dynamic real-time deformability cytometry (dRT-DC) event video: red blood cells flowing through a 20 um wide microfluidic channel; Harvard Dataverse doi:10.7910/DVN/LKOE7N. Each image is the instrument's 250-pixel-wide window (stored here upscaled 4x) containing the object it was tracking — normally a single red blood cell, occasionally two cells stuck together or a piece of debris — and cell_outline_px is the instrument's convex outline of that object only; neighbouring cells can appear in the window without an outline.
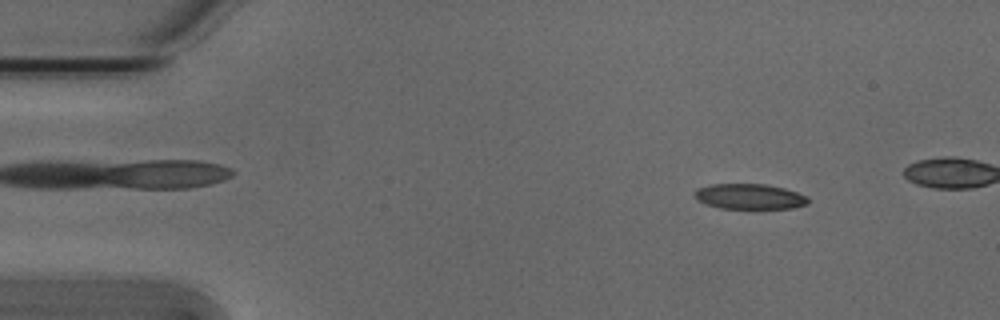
{"species": "Egyptian fruit bat (a non-hibernating species)", "species_latin": "Rousettus aegyptiacus", "temperature_condition": "cold", "stored_images_in_passage": 36, "camera_frame_rate_fps": 3000, "um_per_image_px": 0.085, "animal": {"sex": "male"}, "frame": {"image": 1, "passage_image": 4, "time_ms": 1.0, "image_size_px": [1000, 320], "cell_outline_px": [[808, 204], [792, 208], [720, 208], [704, 204], [696, 200], [692, 196], [696, 188], [712, 184], [768, 184], [784, 188], [808, 196]], "centroid_in_image_um": [63.66, 16.7], "position_along_channel_um": 21.3, "area_um2": 16.94}}
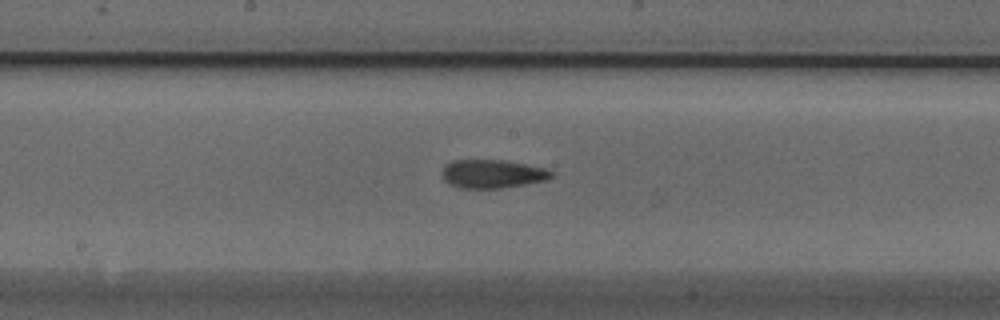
{"frame": {"image": 2, "passage_image": 25, "time_ms": 8.0, "image_size_px": [1000, 320], "cell_outline_px": [[552, 176], [548, 180], [500, 188], [460, 188], [448, 184], [444, 180], [444, 164], [452, 160], [504, 160], [544, 168], [552, 172]], "centroid_in_image_um": [41.83, 14.78], "position_along_channel_um": 206.4, "area_um2": 17.98}}
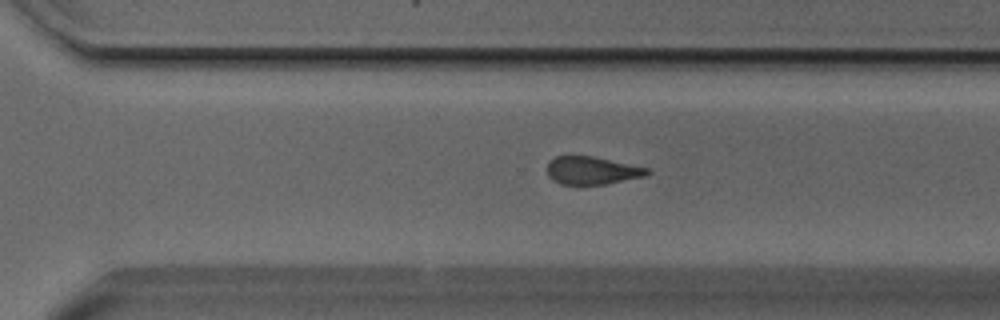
{"frame": {"image": 3, "passage_image": 34, "time_ms": 11.0, "image_size_px": [1000, 320], "cell_outline_px": [[652, 172], [644, 176], [604, 184], [560, 184], [552, 180], [548, 176], [548, 164], [556, 156], [592, 156], [648, 168]], "centroid_in_image_um": [50.31, 14.49], "position_along_channel_um": 320.3, "area_um2": 15.95}}